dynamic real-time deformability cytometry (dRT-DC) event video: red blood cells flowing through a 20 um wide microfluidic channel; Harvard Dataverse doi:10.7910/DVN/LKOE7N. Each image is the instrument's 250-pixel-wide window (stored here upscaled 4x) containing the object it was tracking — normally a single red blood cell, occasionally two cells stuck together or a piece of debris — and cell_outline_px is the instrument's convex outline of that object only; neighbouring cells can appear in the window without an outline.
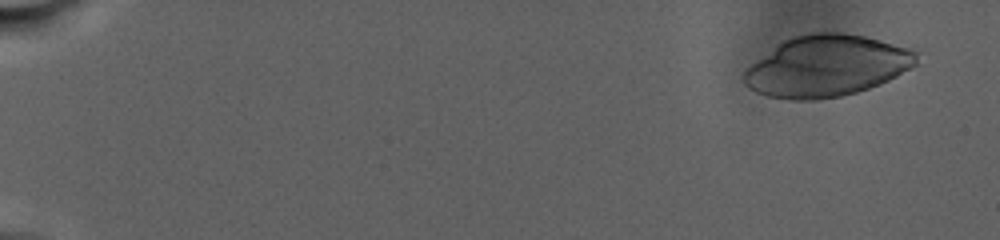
{"species": "human", "species_latin": "Homo sapiens", "temperature_condition": "warm", "stored_images_in_passage": 47, "camera_frame_rate_fps": 3000, "um_per_image_px": 0.085, "donor": {"sex": "male"}, "frame": {"image": 1, "passage_image": 2, "time_ms": 0.667, "image_size_px": [1000, 240], "cell_outline_px": [[924, 52], [920, 64], [880, 84], [856, 92], [840, 96], [816, 100], [788, 100], [768, 96], [756, 92], [748, 88], [744, 84], [744, 72], [752, 64], [784, 40], [792, 36], [808, 32], [844, 32], [916, 44]], "centroid_in_image_um": [70.48, 5.56], "position_along_channel_um": 14.5, "area_um2": 63.46}}
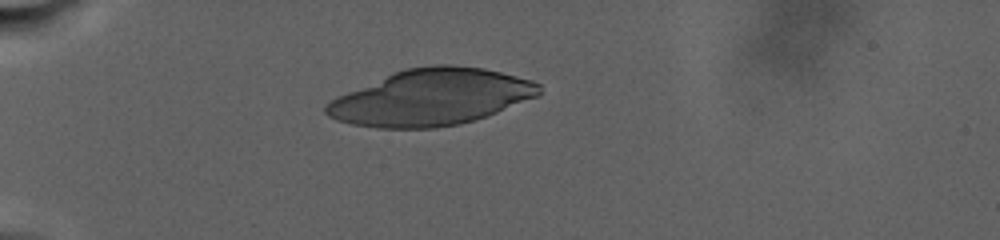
{"frame": {"image": 2, "passage_image": 13, "time_ms": 8.0, "image_size_px": [1000, 240], "cell_outline_px": [[540, 96], [476, 120], [460, 124], [436, 128], [376, 128], [352, 124], [336, 120], [328, 116], [324, 112], [324, 104], [336, 96], [404, 68], [436, 64], [452, 64], [484, 68], [532, 80], [540, 84]], "centroid_in_image_um": [36.65, 8.28], "position_along_channel_um": 48.4, "area_um2": 70.17}}